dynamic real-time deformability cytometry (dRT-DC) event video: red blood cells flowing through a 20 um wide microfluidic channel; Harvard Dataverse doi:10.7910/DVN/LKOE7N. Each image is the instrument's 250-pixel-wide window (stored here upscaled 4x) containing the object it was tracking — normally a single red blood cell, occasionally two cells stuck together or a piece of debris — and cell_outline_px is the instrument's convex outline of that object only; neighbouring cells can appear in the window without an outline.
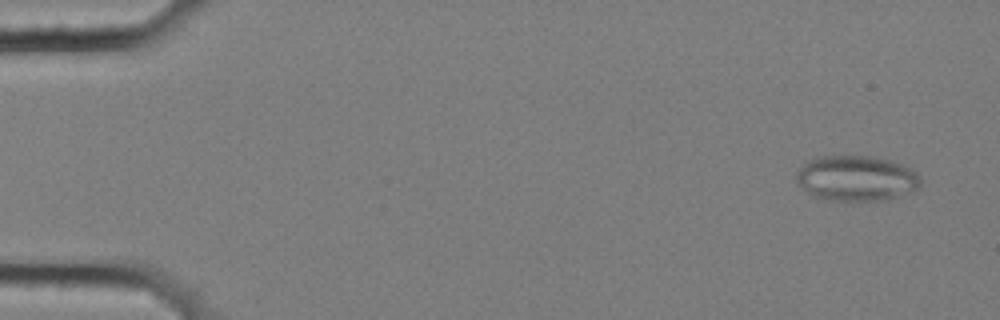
{"species": "common noctule bat (a hibernating species)", "species_latin": "Nyctalus noctula", "temperature_condition": "cold", "stored_images_in_passage": 6, "camera_frame_rate_fps": 3000, "um_per_image_px": 0.085, "animal": {"sex": "female", "body_mass_g": 25.1}, "frame": {"image": 1, "passage_image": 1, "time_ms": 0.0, "image_size_px": [1000, 320], "cell_outline_px": [[920, 184], [912, 192], [896, 196], [876, 200], [828, 200], [812, 196], [796, 180], [796, 172], [804, 164], [812, 160], [824, 156], [872, 156], [892, 160], [904, 164], [916, 172], [920, 180]], "centroid_in_image_um": [72.8, 15.14], "position_along_channel_um": 12.2, "area_um2": 32.48}}